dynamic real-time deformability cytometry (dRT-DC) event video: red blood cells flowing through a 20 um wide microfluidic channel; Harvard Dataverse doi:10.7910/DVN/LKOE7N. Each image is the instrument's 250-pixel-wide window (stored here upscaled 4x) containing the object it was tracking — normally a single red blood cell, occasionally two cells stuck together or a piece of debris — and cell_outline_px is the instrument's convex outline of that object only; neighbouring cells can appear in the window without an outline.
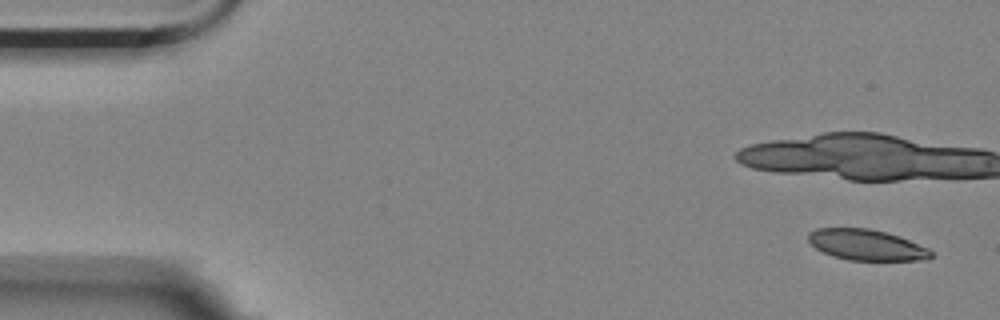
{"species": "Egyptian fruit bat (a non-hibernating species)", "species_latin": "Rousettus aegyptiacus", "temperature_condition": "room temperature", "stored_images_in_passage": 5, "camera_frame_rate_fps": 3000, "um_per_image_px": 0.085, "animal": {"sex": "female"}, "frame": {"image": 1, "passage_image": 1, "time_ms": 0.0, "image_size_px": [1000, 320], "cell_outline_px": [[932, 256], [928, 260], [848, 260], [832, 256], [816, 248], [808, 240], [808, 232], [816, 228], [868, 228], [900, 236], [928, 248], [932, 252]], "centroid_in_image_um": [73.65, 20.81], "position_along_channel_um": 11.3, "area_um2": 22.02}}